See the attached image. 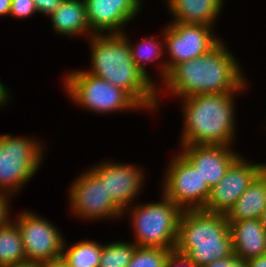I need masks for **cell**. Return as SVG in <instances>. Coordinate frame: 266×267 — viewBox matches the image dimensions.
I'll return each instance as SVG.
<instances>
[{
    "mask_svg": "<svg viewBox=\"0 0 266 267\" xmlns=\"http://www.w3.org/2000/svg\"><path fill=\"white\" fill-rule=\"evenodd\" d=\"M245 76L238 59L222 39L208 52L176 65L168 73L163 86L157 87L158 109L163 90L176 99L200 94L242 93L249 85Z\"/></svg>",
    "mask_w": 266,
    "mask_h": 267,
    "instance_id": "1",
    "label": "cell"
},
{
    "mask_svg": "<svg viewBox=\"0 0 266 267\" xmlns=\"http://www.w3.org/2000/svg\"><path fill=\"white\" fill-rule=\"evenodd\" d=\"M87 38L91 65L85 71L126 91L144 110H158V88L134 63L127 39L122 34Z\"/></svg>",
    "mask_w": 266,
    "mask_h": 267,
    "instance_id": "2",
    "label": "cell"
},
{
    "mask_svg": "<svg viewBox=\"0 0 266 267\" xmlns=\"http://www.w3.org/2000/svg\"><path fill=\"white\" fill-rule=\"evenodd\" d=\"M235 95L239 93L200 94L179 99L183 113L179 146H233L237 134Z\"/></svg>",
    "mask_w": 266,
    "mask_h": 267,
    "instance_id": "3",
    "label": "cell"
},
{
    "mask_svg": "<svg viewBox=\"0 0 266 267\" xmlns=\"http://www.w3.org/2000/svg\"><path fill=\"white\" fill-rule=\"evenodd\" d=\"M175 251L185 255L197 267L234 254L225 214L183 210L178 224Z\"/></svg>",
    "mask_w": 266,
    "mask_h": 267,
    "instance_id": "4",
    "label": "cell"
},
{
    "mask_svg": "<svg viewBox=\"0 0 266 267\" xmlns=\"http://www.w3.org/2000/svg\"><path fill=\"white\" fill-rule=\"evenodd\" d=\"M160 202L129 206L122 216H129L134 240L139 247H159L175 250L178 224L182 210L163 193Z\"/></svg>",
    "mask_w": 266,
    "mask_h": 267,
    "instance_id": "5",
    "label": "cell"
},
{
    "mask_svg": "<svg viewBox=\"0 0 266 267\" xmlns=\"http://www.w3.org/2000/svg\"><path fill=\"white\" fill-rule=\"evenodd\" d=\"M63 81L68 99L81 109L101 115L144 111L126 91L84 69L68 71L64 74Z\"/></svg>",
    "mask_w": 266,
    "mask_h": 267,
    "instance_id": "6",
    "label": "cell"
},
{
    "mask_svg": "<svg viewBox=\"0 0 266 267\" xmlns=\"http://www.w3.org/2000/svg\"><path fill=\"white\" fill-rule=\"evenodd\" d=\"M44 150L38 138L0 135V194L16 196L39 171Z\"/></svg>",
    "mask_w": 266,
    "mask_h": 267,
    "instance_id": "7",
    "label": "cell"
},
{
    "mask_svg": "<svg viewBox=\"0 0 266 267\" xmlns=\"http://www.w3.org/2000/svg\"><path fill=\"white\" fill-rule=\"evenodd\" d=\"M203 24L169 23L163 27L165 54L168 60H160V84L178 64L197 58L212 49L221 39L213 29ZM162 61V62H161Z\"/></svg>",
    "mask_w": 266,
    "mask_h": 267,
    "instance_id": "8",
    "label": "cell"
},
{
    "mask_svg": "<svg viewBox=\"0 0 266 267\" xmlns=\"http://www.w3.org/2000/svg\"><path fill=\"white\" fill-rule=\"evenodd\" d=\"M173 155L163 174L161 193L173 201L182 211L204 209L210 187L179 152Z\"/></svg>",
    "mask_w": 266,
    "mask_h": 267,
    "instance_id": "9",
    "label": "cell"
},
{
    "mask_svg": "<svg viewBox=\"0 0 266 267\" xmlns=\"http://www.w3.org/2000/svg\"><path fill=\"white\" fill-rule=\"evenodd\" d=\"M69 186L68 201L71 215L78 219L92 222L123 219L122 211L107 195L104 183L89 169L83 170ZM73 213V214H72ZM121 218V219H120ZM101 219V220H100Z\"/></svg>",
    "mask_w": 266,
    "mask_h": 267,
    "instance_id": "10",
    "label": "cell"
},
{
    "mask_svg": "<svg viewBox=\"0 0 266 267\" xmlns=\"http://www.w3.org/2000/svg\"><path fill=\"white\" fill-rule=\"evenodd\" d=\"M13 220L19 227L27 261L41 263L62 257L65 239L50 220L31 210L19 212Z\"/></svg>",
    "mask_w": 266,
    "mask_h": 267,
    "instance_id": "11",
    "label": "cell"
},
{
    "mask_svg": "<svg viewBox=\"0 0 266 267\" xmlns=\"http://www.w3.org/2000/svg\"><path fill=\"white\" fill-rule=\"evenodd\" d=\"M100 162L88 169L104 183L107 195H110L113 203L123 212L139 198L146 181L144 170L136 166L137 164H124L114 160Z\"/></svg>",
    "mask_w": 266,
    "mask_h": 267,
    "instance_id": "12",
    "label": "cell"
},
{
    "mask_svg": "<svg viewBox=\"0 0 266 267\" xmlns=\"http://www.w3.org/2000/svg\"><path fill=\"white\" fill-rule=\"evenodd\" d=\"M266 169V163H256L240 155L227 169L225 176L210 189L203 210L226 214L250 184Z\"/></svg>",
    "mask_w": 266,
    "mask_h": 267,
    "instance_id": "13",
    "label": "cell"
},
{
    "mask_svg": "<svg viewBox=\"0 0 266 267\" xmlns=\"http://www.w3.org/2000/svg\"><path fill=\"white\" fill-rule=\"evenodd\" d=\"M142 1L84 0L90 30L94 34H122L142 11Z\"/></svg>",
    "mask_w": 266,
    "mask_h": 267,
    "instance_id": "14",
    "label": "cell"
},
{
    "mask_svg": "<svg viewBox=\"0 0 266 267\" xmlns=\"http://www.w3.org/2000/svg\"><path fill=\"white\" fill-rule=\"evenodd\" d=\"M224 145H181L179 153L199 171L210 189L225 176L230 165L241 155Z\"/></svg>",
    "mask_w": 266,
    "mask_h": 267,
    "instance_id": "15",
    "label": "cell"
},
{
    "mask_svg": "<svg viewBox=\"0 0 266 267\" xmlns=\"http://www.w3.org/2000/svg\"><path fill=\"white\" fill-rule=\"evenodd\" d=\"M228 222L235 255L248 261L266 254V229L260 219Z\"/></svg>",
    "mask_w": 266,
    "mask_h": 267,
    "instance_id": "16",
    "label": "cell"
},
{
    "mask_svg": "<svg viewBox=\"0 0 266 267\" xmlns=\"http://www.w3.org/2000/svg\"><path fill=\"white\" fill-rule=\"evenodd\" d=\"M225 0H166L172 21L169 23L203 24L214 27Z\"/></svg>",
    "mask_w": 266,
    "mask_h": 267,
    "instance_id": "17",
    "label": "cell"
},
{
    "mask_svg": "<svg viewBox=\"0 0 266 267\" xmlns=\"http://www.w3.org/2000/svg\"><path fill=\"white\" fill-rule=\"evenodd\" d=\"M54 31L61 36H91L84 0H63L48 17Z\"/></svg>",
    "mask_w": 266,
    "mask_h": 267,
    "instance_id": "18",
    "label": "cell"
},
{
    "mask_svg": "<svg viewBox=\"0 0 266 267\" xmlns=\"http://www.w3.org/2000/svg\"><path fill=\"white\" fill-rule=\"evenodd\" d=\"M266 208V169L250 184L225 214L227 221L260 219Z\"/></svg>",
    "mask_w": 266,
    "mask_h": 267,
    "instance_id": "19",
    "label": "cell"
},
{
    "mask_svg": "<svg viewBox=\"0 0 266 267\" xmlns=\"http://www.w3.org/2000/svg\"><path fill=\"white\" fill-rule=\"evenodd\" d=\"M122 35L128 41L134 63L146 75V77H148L158 87V82L154 81L153 77H150V73L148 74L149 71L147 70V65L148 63H157L165 56V53H163L165 52L163 51L165 50L163 32L161 34L159 33V35H161V40L159 37L156 38L155 36H145L141 38L138 43L136 42V44H133L131 40H129V36L127 35L126 31H124Z\"/></svg>",
    "mask_w": 266,
    "mask_h": 267,
    "instance_id": "20",
    "label": "cell"
},
{
    "mask_svg": "<svg viewBox=\"0 0 266 267\" xmlns=\"http://www.w3.org/2000/svg\"><path fill=\"white\" fill-rule=\"evenodd\" d=\"M26 261L27 258L19 227L12 218L0 228V267Z\"/></svg>",
    "mask_w": 266,
    "mask_h": 267,
    "instance_id": "21",
    "label": "cell"
},
{
    "mask_svg": "<svg viewBox=\"0 0 266 267\" xmlns=\"http://www.w3.org/2000/svg\"><path fill=\"white\" fill-rule=\"evenodd\" d=\"M102 252V244L94 240H80L73 245L63 243L62 258L69 267H98Z\"/></svg>",
    "mask_w": 266,
    "mask_h": 267,
    "instance_id": "22",
    "label": "cell"
},
{
    "mask_svg": "<svg viewBox=\"0 0 266 267\" xmlns=\"http://www.w3.org/2000/svg\"><path fill=\"white\" fill-rule=\"evenodd\" d=\"M137 246L130 240L114 241L102 244L98 267H127Z\"/></svg>",
    "mask_w": 266,
    "mask_h": 267,
    "instance_id": "23",
    "label": "cell"
},
{
    "mask_svg": "<svg viewBox=\"0 0 266 267\" xmlns=\"http://www.w3.org/2000/svg\"><path fill=\"white\" fill-rule=\"evenodd\" d=\"M172 251L159 247L137 246L127 267H165L166 259Z\"/></svg>",
    "mask_w": 266,
    "mask_h": 267,
    "instance_id": "24",
    "label": "cell"
},
{
    "mask_svg": "<svg viewBox=\"0 0 266 267\" xmlns=\"http://www.w3.org/2000/svg\"><path fill=\"white\" fill-rule=\"evenodd\" d=\"M38 14L33 0H12L9 17L23 19Z\"/></svg>",
    "mask_w": 266,
    "mask_h": 267,
    "instance_id": "25",
    "label": "cell"
},
{
    "mask_svg": "<svg viewBox=\"0 0 266 267\" xmlns=\"http://www.w3.org/2000/svg\"><path fill=\"white\" fill-rule=\"evenodd\" d=\"M204 267H248V266L247 262L244 259L239 258L235 254H232L229 257L212 261L211 263L206 264Z\"/></svg>",
    "mask_w": 266,
    "mask_h": 267,
    "instance_id": "26",
    "label": "cell"
},
{
    "mask_svg": "<svg viewBox=\"0 0 266 267\" xmlns=\"http://www.w3.org/2000/svg\"><path fill=\"white\" fill-rule=\"evenodd\" d=\"M165 267H197L185 255L173 250L167 257Z\"/></svg>",
    "mask_w": 266,
    "mask_h": 267,
    "instance_id": "27",
    "label": "cell"
},
{
    "mask_svg": "<svg viewBox=\"0 0 266 267\" xmlns=\"http://www.w3.org/2000/svg\"><path fill=\"white\" fill-rule=\"evenodd\" d=\"M40 15L50 16L63 0H33Z\"/></svg>",
    "mask_w": 266,
    "mask_h": 267,
    "instance_id": "28",
    "label": "cell"
},
{
    "mask_svg": "<svg viewBox=\"0 0 266 267\" xmlns=\"http://www.w3.org/2000/svg\"><path fill=\"white\" fill-rule=\"evenodd\" d=\"M12 196L0 194V228L3 227L9 220H11V202Z\"/></svg>",
    "mask_w": 266,
    "mask_h": 267,
    "instance_id": "29",
    "label": "cell"
},
{
    "mask_svg": "<svg viewBox=\"0 0 266 267\" xmlns=\"http://www.w3.org/2000/svg\"><path fill=\"white\" fill-rule=\"evenodd\" d=\"M9 91L8 87L0 79V108L1 106L5 107L9 103L8 101H11Z\"/></svg>",
    "mask_w": 266,
    "mask_h": 267,
    "instance_id": "30",
    "label": "cell"
},
{
    "mask_svg": "<svg viewBox=\"0 0 266 267\" xmlns=\"http://www.w3.org/2000/svg\"><path fill=\"white\" fill-rule=\"evenodd\" d=\"M40 267H69V265L62 257H60L50 261L41 262Z\"/></svg>",
    "mask_w": 266,
    "mask_h": 267,
    "instance_id": "31",
    "label": "cell"
},
{
    "mask_svg": "<svg viewBox=\"0 0 266 267\" xmlns=\"http://www.w3.org/2000/svg\"><path fill=\"white\" fill-rule=\"evenodd\" d=\"M246 262L248 267H266V254L250 259Z\"/></svg>",
    "mask_w": 266,
    "mask_h": 267,
    "instance_id": "32",
    "label": "cell"
},
{
    "mask_svg": "<svg viewBox=\"0 0 266 267\" xmlns=\"http://www.w3.org/2000/svg\"><path fill=\"white\" fill-rule=\"evenodd\" d=\"M12 0H0V17L9 16Z\"/></svg>",
    "mask_w": 266,
    "mask_h": 267,
    "instance_id": "33",
    "label": "cell"
},
{
    "mask_svg": "<svg viewBox=\"0 0 266 267\" xmlns=\"http://www.w3.org/2000/svg\"><path fill=\"white\" fill-rule=\"evenodd\" d=\"M6 267H40V263L26 261L23 263L13 264V265L6 266Z\"/></svg>",
    "mask_w": 266,
    "mask_h": 267,
    "instance_id": "34",
    "label": "cell"
},
{
    "mask_svg": "<svg viewBox=\"0 0 266 267\" xmlns=\"http://www.w3.org/2000/svg\"><path fill=\"white\" fill-rule=\"evenodd\" d=\"M260 221L262 222L263 226L266 229V208H265V210L263 211V213H262V215L260 217Z\"/></svg>",
    "mask_w": 266,
    "mask_h": 267,
    "instance_id": "35",
    "label": "cell"
}]
</instances>
